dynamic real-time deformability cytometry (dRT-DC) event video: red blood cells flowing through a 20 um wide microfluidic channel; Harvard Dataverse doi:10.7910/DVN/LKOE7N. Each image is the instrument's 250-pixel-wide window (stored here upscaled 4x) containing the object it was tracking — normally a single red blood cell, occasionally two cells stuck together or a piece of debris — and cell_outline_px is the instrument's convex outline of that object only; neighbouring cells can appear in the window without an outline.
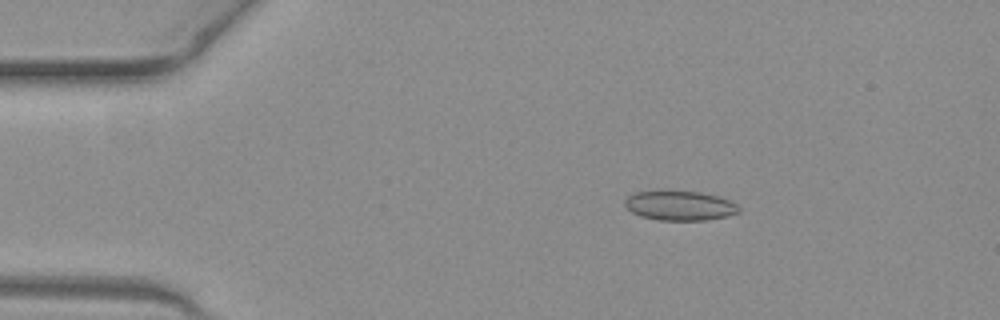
{"species": "common noctule bat (a hibernating species)", "species_latin": "Nyctalus noctula", "temperature_condition": "warm", "stored_images_in_passage": 51, "camera_frame_rate_fps": 3000, "um_per_image_px": 0.085, "animal": {"sex": "female", "body_mass_g": 19.3, "forearm_length_mm": 54.1}, "frame": {"image": 1, "passage_image": 9, "time_ms": 2.667, "image_size_px": [1000, 320], "cell_outline_px": [[740, 212], [728, 216], [708, 220], [660, 220], [640, 216], [632, 212], [624, 204], [624, 200], [628, 196], [636, 192], [656, 188], [660, 188], [700, 192], [720, 196], [736, 204], [740, 208]], "centroid_in_image_um": [57.75, 17.43], "position_along_channel_um": 27.2, "area_um2": 20.4}}
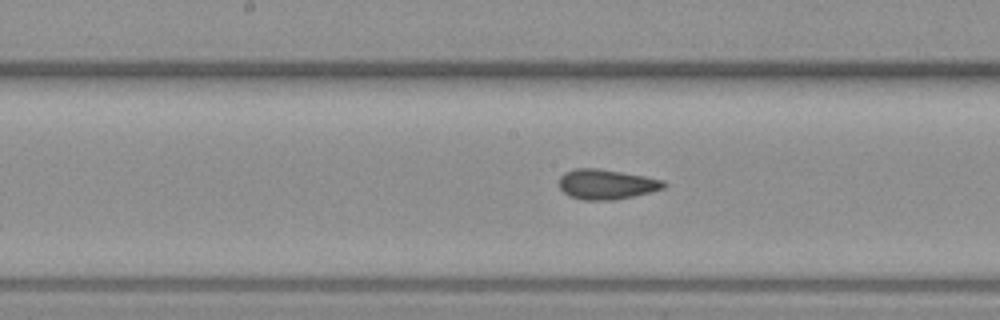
{"frame": {"image": 2, "passage_image": 26, "time_ms": 8.333, "image_size_px": [1000, 320], "cell_outline_px": [[668, 184], [664, 188], [616, 200], [584, 200], [568, 196], [560, 188], [560, 176], [564, 172], [572, 168], [596, 168], [644, 176], [664, 180]], "centroid_in_image_um": [51.52, 15.66], "position_along_channel_um": 196.7, "area_um2": 18.26}}
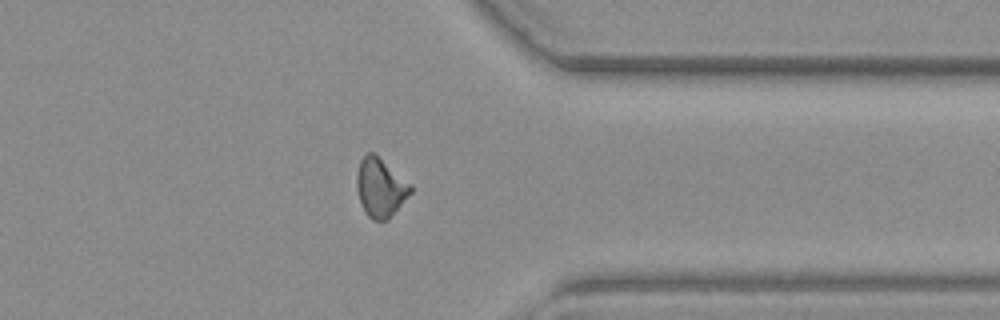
{"frame": {"image": 3, "passage_image": 40, "time_ms": 13.0, "image_size_px": [1000, 320], "cell_outline_px": [[412, 192], [388, 220], [372, 220], [364, 212], [360, 204], [356, 188], [356, 172], [360, 160], [368, 152], [372, 152], [412, 184]], "centroid_in_image_um": [32.32, 15.97], "position_along_channel_um": 379.1, "area_um2": 18.55}, "authors_computed_cell_mechanics": {"area_um2": 18.496, "velocity_mm_per_s": 4.09, "shape_relaxation_time_tau1_ms": 7.1907, "shape_relaxation_time_tau2_ms": 1.4548, "deformation_change_tau1": 0.1381, "deformation_change_tau2": 0.0763}}